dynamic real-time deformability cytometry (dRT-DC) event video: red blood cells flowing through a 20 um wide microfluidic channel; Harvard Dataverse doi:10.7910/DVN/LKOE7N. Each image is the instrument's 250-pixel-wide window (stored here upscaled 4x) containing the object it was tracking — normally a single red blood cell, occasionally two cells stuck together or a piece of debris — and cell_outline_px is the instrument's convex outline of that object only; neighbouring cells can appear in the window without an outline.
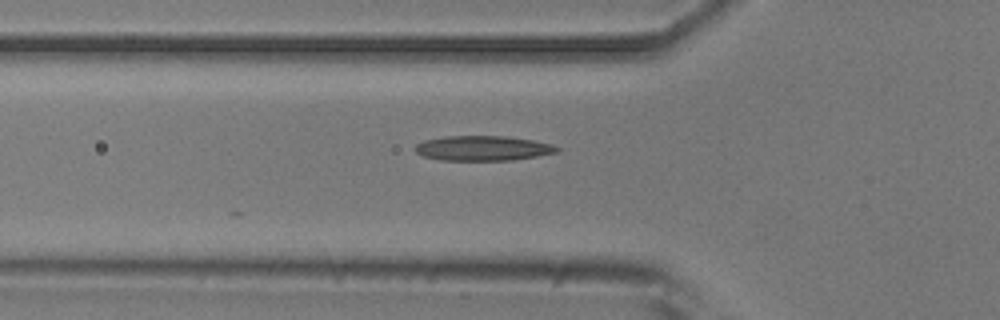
{"species": "common noctule bat (a hibernating species)", "species_latin": "Nyctalus noctula", "temperature_condition": "room temperature", "stored_images_in_passage": 3, "camera_frame_rate_fps": 3000, "um_per_image_px": 0.085, "animal": {"sex": "male", "body_mass_g": 20.5, "forearm_length_mm": 52.5}, "frame": {"image": 1, "passage_image": 3, "time_ms": 2.667, "image_size_px": [1000, 320], "cell_outline_px": [[560, 152], [512, 160], [440, 160], [424, 156], [416, 152], [416, 144], [424, 140], [444, 136], [508, 136], [532, 140], [552, 144], [560, 148]], "centroid_in_image_um": [41.07, 12.59], "position_along_channel_um": 84.7, "area_um2": 20.58}}